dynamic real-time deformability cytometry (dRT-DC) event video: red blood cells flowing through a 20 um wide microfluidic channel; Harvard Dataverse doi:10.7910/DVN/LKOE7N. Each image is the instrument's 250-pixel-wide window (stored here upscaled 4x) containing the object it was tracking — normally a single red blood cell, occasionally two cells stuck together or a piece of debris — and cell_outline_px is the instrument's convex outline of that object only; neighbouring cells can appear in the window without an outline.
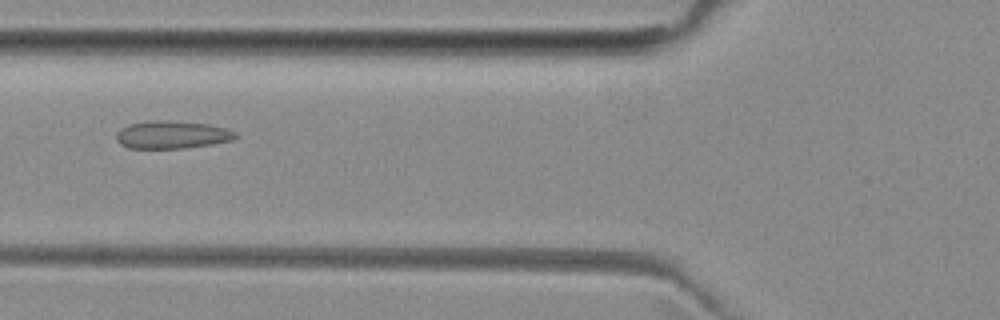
{"species": "common noctule bat (a hibernating species)", "species_latin": "Nyctalus noctula", "temperature_condition": "room temperature", "stored_images_in_passage": 40, "camera_frame_rate_fps": 3000, "um_per_image_px": 0.085, "animal": {"sex": "female", "body_mass_g": 29.2, "forearm_length_mm": 56.3}, "frame": {"image": 1, "passage_image": 8, "time_ms": 2.333, "image_size_px": [1000, 320], "cell_outline_px": [[236, 136], [232, 140], [212, 144], [184, 148], [128, 148], [120, 144], [116, 140], [116, 132], [120, 128], [128, 124], [152, 120], [156, 120], [208, 124], [224, 128], [236, 132]], "centroid_in_image_um": [14.56, 11.46], "position_along_channel_um": 111.2, "area_um2": 19.13}}
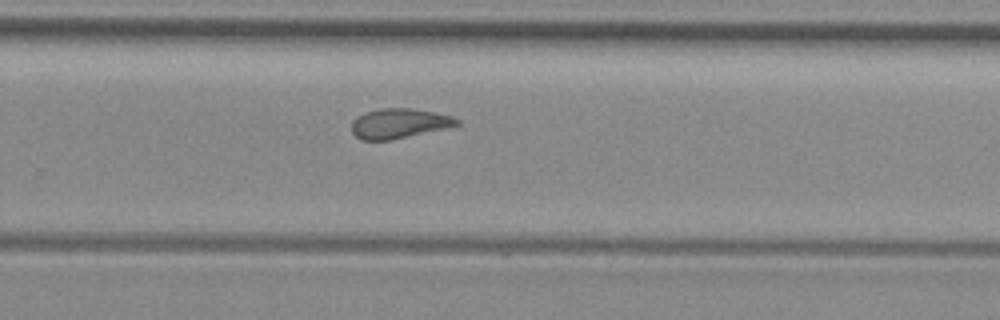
{"frame": {"image": 2, "passage_image": 22, "time_ms": 7.0, "image_size_px": [1000, 320], "cell_outline_px": [[460, 124], [448, 128], [388, 140], [360, 140], [352, 132], [352, 120], [356, 116], [364, 112], [380, 108], [412, 108], [452, 116], [460, 120]], "centroid_in_image_um": [33.9, 10.48], "position_along_channel_um": 295.9, "area_um2": 18.32}}
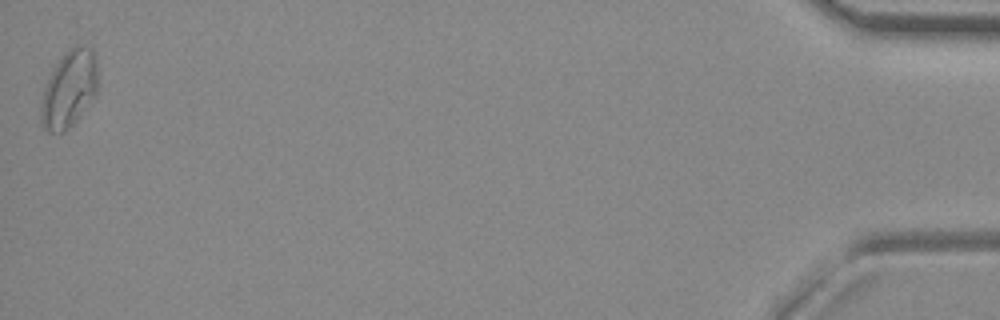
{"frame": {"image": 3, "passage_image": 40, "time_ms": 13.0, "image_size_px": [1000, 320], "cell_outline_px": [[96, 92], [76, 120], [64, 132], [48, 132], [40, 124], [40, 108], [44, 88], [56, 64], [76, 44], [84, 44], [96, 52]], "centroid_in_image_um": [5.85, 7.57], "position_along_channel_um": 429.3, "area_um2": 24.97}, "authors_computed_cell_mechanics": {"area_um2": 19.0451, "velocity_mm_per_s": 3.9667, "shape_relaxation_time_tau1_ms": null, "shape_relaxation_time_tau2_ms": 1.2462, "deformation_change_tau1": null, "deformation_change_tau2": 0.0809}}